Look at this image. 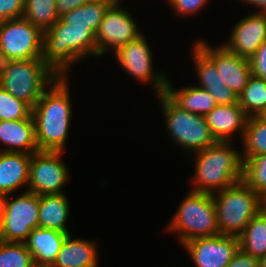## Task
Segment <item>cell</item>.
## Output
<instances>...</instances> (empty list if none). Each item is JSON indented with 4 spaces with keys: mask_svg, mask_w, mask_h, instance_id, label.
I'll return each mask as SVG.
<instances>
[{
    "mask_svg": "<svg viewBox=\"0 0 266 267\" xmlns=\"http://www.w3.org/2000/svg\"><path fill=\"white\" fill-rule=\"evenodd\" d=\"M68 76H59L32 108L39 151L64 152L72 119Z\"/></svg>",
    "mask_w": 266,
    "mask_h": 267,
    "instance_id": "1",
    "label": "cell"
},
{
    "mask_svg": "<svg viewBox=\"0 0 266 267\" xmlns=\"http://www.w3.org/2000/svg\"><path fill=\"white\" fill-rule=\"evenodd\" d=\"M91 55L96 57V34L86 26L67 24L59 18L43 32L42 59L59 76L69 77L71 66Z\"/></svg>",
    "mask_w": 266,
    "mask_h": 267,
    "instance_id": "2",
    "label": "cell"
},
{
    "mask_svg": "<svg viewBox=\"0 0 266 267\" xmlns=\"http://www.w3.org/2000/svg\"><path fill=\"white\" fill-rule=\"evenodd\" d=\"M232 145L231 142L217 141L192 153L195 171L191 190L213 194L243 181L241 151H236Z\"/></svg>",
    "mask_w": 266,
    "mask_h": 267,
    "instance_id": "3",
    "label": "cell"
},
{
    "mask_svg": "<svg viewBox=\"0 0 266 267\" xmlns=\"http://www.w3.org/2000/svg\"><path fill=\"white\" fill-rule=\"evenodd\" d=\"M58 77L42 58L0 62V86L31 108Z\"/></svg>",
    "mask_w": 266,
    "mask_h": 267,
    "instance_id": "4",
    "label": "cell"
},
{
    "mask_svg": "<svg viewBox=\"0 0 266 267\" xmlns=\"http://www.w3.org/2000/svg\"><path fill=\"white\" fill-rule=\"evenodd\" d=\"M219 234L239 237L265 201L244 181L213 193Z\"/></svg>",
    "mask_w": 266,
    "mask_h": 267,
    "instance_id": "5",
    "label": "cell"
},
{
    "mask_svg": "<svg viewBox=\"0 0 266 267\" xmlns=\"http://www.w3.org/2000/svg\"><path fill=\"white\" fill-rule=\"evenodd\" d=\"M169 222L166 231L178 234L180 245L197 237L218 235L213 194L191 190Z\"/></svg>",
    "mask_w": 266,
    "mask_h": 267,
    "instance_id": "6",
    "label": "cell"
},
{
    "mask_svg": "<svg viewBox=\"0 0 266 267\" xmlns=\"http://www.w3.org/2000/svg\"><path fill=\"white\" fill-rule=\"evenodd\" d=\"M157 97L169 140L182 147L183 151L191 155L217 142L207 125L205 116L181 109L165 93Z\"/></svg>",
    "mask_w": 266,
    "mask_h": 267,
    "instance_id": "7",
    "label": "cell"
},
{
    "mask_svg": "<svg viewBox=\"0 0 266 267\" xmlns=\"http://www.w3.org/2000/svg\"><path fill=\"white\" fill-rule=\"evenodd\" d=\"M35 228H39V195L27 190L18 197L7 194L0 223V240L24 243Z\"/></svg>",
    "mask_w": 266,
    "mask_h": 267,
    "instance_id": "8",
    "label": "cell"
},
{
    "mask_svg": "<svg viewBox=\"0 0 266 267\" xmlns=\"http://www.w3.org/2000/svg\"><path fill=\"white\" fill-rule=\"evenodd\" d=\"M43 32L20 17L0 21L1 61L42 58Z\"/></svg>",
    "mask_w": 266,
    "mask_h": 267,
    "instance_id": "9",
    "label": "cell"
},
{
    "mask_svg": "<svg viewBox=\"0 0 266 267\" xmlns=\"http://www.w3.org/2000/svg\"><path fill=\"white\" fill-rule=\"evenodd\" d=\"M151 46L146 40L144 34H141L135 40L120 46L114 54V58L120 67L134 77L138 82H150L155 95L165 93L168 77L163 71H155L153 68V54ZM159 71V72H158Z\"/></svg>",
    "mask_w": 266,
    "mask_h": 267,
    "instance_id": "10",
    "label": "cell"
},
{
    "mask_svg": "<svg viewBox=\"0 0 266 267\" xmlns=\"http://www.w3.org/2000/svg\"><path fill=\"white\" fill-rule=\"evenodd\" d=\"M63 153L39 151L32 154L27 191L39 196L65 193L70 169L62 159Z\"/></svg>",
    "mask_w": 266,
    "mask_h": 267,
    "instance_id": "11",
    "label": "cell"
},
{
    "mask_svg": "<svg viewBox=\"0 0 266 267\" xmlns=\"http://www.w3.org/2000/svg\"><path fill=\"white\" fill-rule=\"evenodd\" d=\"M135 20L121 3L110 6L96 32V56L102 57L107 51L115 52L143 34Z\"/></svg>",
    "mask_w": 266,
    "mask_h": 267,
    "instance_id": "12",
    "label": "cell"
},
{
    "mask_svg": "<svg viewBox=\"0 0 266 267\" xmlns=\"http://www.w3.org/2000/svg\"><path fill=\"white\" fill-rule=\"evenodd\" d=\"M196 267H226L240 249L239 237H197L182 244Z\"/></svg>",
    "mask_w": 266,
    "mask_h": 267,
    "instance_id": "13",
    "label": "cell"
},
{
    "mask_svg": "<svg viewBox=\"0 0 266 267\" xmlns=\"http://www.w3.org/2000/svg\"><path fill=\"white\" fill-rule=\"evenodd\" d=\"M194 43L214 62L223 82L239 95L252 76L249 59L233 53L223 44L211 46L206 39L200 37Z\"/></svg>",
    "mask_w": 266,
    "mask_h": 267,
    "instance_id": "14",
    "label": "cell"
},
{
    "mask_svg": "<svg viewBox=\"0 0 266 267\" xmlns=\"http://www.w3.org/2000/svg\"><path fill=\"white\" fill-rule=\"evenodd\" d=\"M228 39L222 42L228 50L250 59L266 41V13L254 12L238 20Z\"/></svg>",
    "mask_w": 266,
    "mask_h": 267,
    "instance_id": "15",
    "label": "cell"
},
{
    "mask_svg": "<svg viewBox=\"0 0 266 267\" xmlns=\"http://www.w3.org/2000/svg\"><path fill=\"white\" fill-rule=\"evenodd\" d=\"M199 86L211 93L217 105L238 103V95L223 82L214 62L193 42L191 45Z\"/></svg>",
    "mask_w": 266,
    "mask_h": 267,
    "instance_id": "16",
    "label": "cell"
},
{
    "mask_svg": "<svg viewBox=\"0 0 266 267\" xmlns=\"http://www.w3.org/2000/svg\"><path fill=\"white\" fill-rule=\"evenodd\" d=\"M205 119L216 141L232 142L235 132L242 139L248 116L238 103H234L217 105Z\"/></svg>",
    "mask_w": 266,
    "mask_h": 267,
    "instance_id": "17",
    "label": "cell"
},
{
    "mask_svg": "<svg viewBox=\"0 0 266 267\" xmlns=\"http://www.w3.org/2000/svg\"><path fill=\"white\" fill-rule=\"evenodd\" d=\"M0 145L3 152L33 154L39 152L36 137L34 119L24 118L19 120L0 121Z\"/></svg>",
    "mask_w": 266,
    "mask_h": 267,
    "instance_id": "18",
    "label": "cell"
},
{
    "mask_svg": "<svg viewBox=\"0 0 266 267\" xmlns=\"http://www.w3.org/2000/svg\"><path fill=\"white\" fill-rule=\"evenodd\" d=\"M31 156L0 151V193L15 194L22 187H28Z\"/></svg>",
    "mask_w": 266,
    "mask_h": 267,
    "instance_id": "19",
    "label": "cell"
},
{
    "mask_svg": "<svg viewBox=\"0 0 266 267\" xmlns=\"http://www.w3.org/2000/svg\"><path fill=\"white\" fill-rule=\"evenodd\" d=\"M69 234L48 228L32 230L24 243L33 256L36 267H50Z\"/></svg>",
    "mask_w": 266,
    "mask_h": 267,
    "instance_id": "20",
    "label": "cell"
},
{
    "mask_svg": "<svg viewBox=\"0 0 266 267\" xmlns=\"http://www.w3.org/2000/svg\"><path fill=\"white\" fill-rule=\"evenodd\" d=\"M97 247L95 241L73 239L69 234L50 267H98Z\"/></svg>",
    "mask_w": 266,
    "mask_h": 267,
    "instance_id": "21",
    "label": "cell"
},
{
    "mask_svg": "<svg viewBox=\"0 0 266 267\" xmlns=\"http://www.w3.org/2000/svg\"><path fill=\"white\" fill-rule=\"evenodd\" d=\"M165 94L181 109L201 116H206L217 106L215 97L197 85L176 89L167 80Z\"/></svg>",
    "mask_w": 266,
    "mask_h": 267,
    "instance_id": "22",
    "label": "cell"
},
{
    "mask_svg": "<svg viewBox=\"0 0 266 267\" xmlns=\"http://www.w3.org/2000/svg\"><path fill=\"white\" fill-rule=\"evenodd\" d=\"M66 193L39 196V228L70 233L66 223L70 212Z\"/></svg>",
    "mask_w": 266,
    "mask_h": 267,
    "instance_id": "23",
    "label": "cell"
},
{
    "mask_svg": "<svg viewBox=\"0 0 266 267\" xmlns=\"http://www.w3.org/2000/svg\"><path fill=\"white\" fill-rule=\"evenodd\" d=\"M240 249L255 258L266 254V206L261 209L239 236Z\"/></svg>",
    "mask_w": 266,
    "mask_h": 267,
    "instance_id": "24",
    "label": "cell"
},
{
    "mask_svg": "<svg viewBox=\"0 0 266 267\" xmlns=\"http://www.w3.org/2000/svg\"><path fill=\"white\" fill-rule=\"evenodd\" d=\"M111 5L100 1H89L84 5L63 14L60 19L67 24L86 26L95 34Z\"/></svg>",
    "mask_w": 266,
    "mask_h": 267,
    "instance_id": "25",
    "label": "cell"
},
{
    "mask_svg": "<svg viewBox=\"0 0 266 267\" xmlns=\"http://www.w3.org/2000/svg\"><path fill=\"white\" fill-rule=\"evenodd\" d=\"M242 161L266 153V124L257 116L248 117L241 139Z\"/></svg>",
    "mask_w": 266,
    "mask_h": 267,
    "instance_id": "26",
    "label": "cell"
},
{
    "mask_svg": "<svg viewBox=\"0 0 266 267\" xmlns=\"http://www.w3.org/2000/svg\"><path fill=\"white\" fill-rule=\"evenodd\" d=\"M22 17L42 32L49 30L60 18L56 11V0H25Z\"/></svg>",
    "mask_w": 266,
    "mask_h": 267,
    "instance_id": "27",
    "label": "cell"
},
{
    "mask_svg": "<svg viewBox=\"0 0 266 267\" xmlns=\"http://www.w3.org/2000/svg\"><path fill=\"white\" fill-rule=\"evenodd\" d=\"M238 104L248 117L257 116L266 109V80L252 75L238 95Z\"/></svg>",
    "mask_w": 266,
    "mask_h": 267,
    "instance_id": "28",
    "label": "cell"
},
{
    "mask_svg": "<svg viewBox=\"0 0 266 267\" xmlns=\"http://www.w3.org/2000/svg\"><path fill=\"white\" fill-rule=\"evenodd\" d=\"M243 181L266 202V153L243 162Z\"/></svg>",
    "mask_w": 266,
    "mask_h": 267,
    "instance_id": "29",
    "label": "cell"
},
{
    "mask_svg": "<svg viewBox=\"0 0 266 267\" xmlns=\"http://www.w3.org/2000/svg\"><path fill=\"white\" fill-rule=\"evenodd\" d=\"M0 267H36V265L25 243L0 240Z\"/></svg>",
    "mask_w": 266,
    "mask_h": 267,
    "instance_id": "30",
    "label": "cell"
},
{
    "mask_svg": "<svg viewBox=\"0 0 266 267\" xmlns=\"http://www.w3.org/2000/svg\"><path fill=\"white\" fill-rule=\"evenodd\" d=\"M32 108L0 86V121L30 118Z\"/></svg>",
    "mask_w": 266,
    "mask_h": 267,
    "instance_id": "31",
    "label": "cell"
},
{
    "mask_svg": "<svg viewBox=\"0 0 266 267\" xmlns=\"http://www.w3.org/2000/svg\"><path fill=\"white\" fill-rule=\"evenodd\" d=\"M178 15L192 16L200 12L210 0H166Z\"/></svg>",
    "mask_w": 266,
    "mask_h": 267,
    "instance_id": "32",
    "label": "cell"
},
{
    "mask_svg": "<svg viewBox=\"0 0 266 267\" xmlns=\"http://www.w3.org/2000/svg\"><path fill=\"white\" fill-rule=\"evenodd\" d=\"M25 0H0V21L20 18Z\"/></svg>",
    "mask_w": 266,
    "mask_h": 267,
    "instance_id": "33",
    "label": "cell"
},
{
    "mask_svg": "<svg viewBox=\"0 0 266 267\" xmlns=\"http://www.w3.org/2000/svg\"><path fill=\"white\" fill-rule=\"evenodd\" d=\"M252 75L266 80V41L249 59Z\"/></svg>",
    "mask_w": 266,
    "mask_h": 267,
    "instance_id": "34",
    "label": "cell"
},
{
    "mask_svg": "<svg viewBox=\"0 0 266 267\" xmlns=\"http://www.w3.org/2000/svg\"><path fill=\"white\" fill-rule=\"evenodd\" d=\"M226 267H260V259L239 249Z\"/></svg>",
    "mask_w": 266,
    "mask_h": 267,
    "instance_id": "35",
    "label": "cell"
},
{
    "mask_svg": "<svg viewBox=\"0 0 266 267\" xmlns=\"http://www.w3.org/2000/svg\"><path fill=\"white\" fill-rule=\"evenodd\" d=\"M89 1L91 0H56V11L60 17Z\"/></svg>",
    "mask_w": 266,
    "mask_h": 267,
    "instance_id": "36",
    "label": "cell"
},
{
    "mask_svg": "<svg viewBox=\"0 0 266 267\" xmlns=\"http://www.w3.org/2000/svg\"><path fill=\"white\" fill-rule=\"evenodd\" d=\"M243 1L244 3H249L250 6L257 7L259 9L256 12H263L266 13V0H239Z\"/></svg>",
    "mask_w": 266,
    "mask_h": 267,
    "instance_id": "37",
    "label": "cell"
},
{
    "mask_svg": "<svg viewBox=\"0 0 266 267\" xmlns=\"http://www.w3.org/2000/svg\"><path fill=\"white\" fill-rule=\"evenodd\" d=\"M6 195L3 193H0V223L4 212V203H5Z\"/></svg>",
    "mask_w": 266,
    "mask_h": 267,
    "instance_id": "38",
    "label": "cell"
},
{
    "mask_svg": "<svg viewBox=\"0 0 266 267\" xmlns=\"http://www.w3.org/2000/svg\"><path fill=\"white\" fill-rule=\"evenodd\" d=\"M91 1H100V2H105L109 5H117L119 3H122L123 0H91Z\"/></svg>",
    "mask_w": 266,
    "mask_h": 267,
    "instance_id": "39",
    "label": "cell"
},
{
    "mask_svg": "<svg viewBox=\"0 0 266 267\" xmlns=\"http://www.w3.org/2000/svg\"><path fill=\"white\" fill-rule=\"evenodd\" d=\"M257 117L266 124V109H264Z\"/></svg>",
    "mask_w": 266,
    "mask_h": 267,
    "instance_id": "40",
    "label": "cell"
},
{
    "mask_svg": "<svg viewBox=\"0 0 266 267\" xmlns=\"http://www.w3.org/2000/svg\"><path fill=\"white\" fill-rule=\"evenodd\" d=\"M260 267H266V254L260 259Z\"/></svg>",
    "mask_w": 266,
    "mask_h": 267,
    "instance_id": "41",
    "label": "cell"
}]
</instances>
